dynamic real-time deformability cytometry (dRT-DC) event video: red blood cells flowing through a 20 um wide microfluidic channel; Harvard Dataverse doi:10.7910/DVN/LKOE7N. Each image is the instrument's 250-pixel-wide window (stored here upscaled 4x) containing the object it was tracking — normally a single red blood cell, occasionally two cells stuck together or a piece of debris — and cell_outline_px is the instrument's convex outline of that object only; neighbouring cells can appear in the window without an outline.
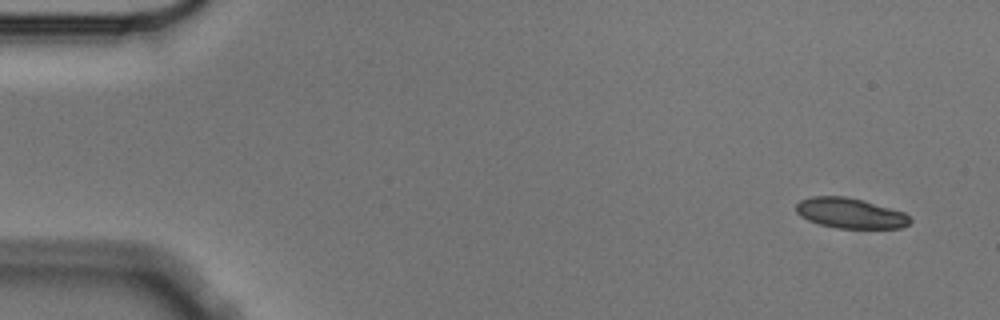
{"species": "Egyptian fruit bat (a non-hibernating species)", "species_latin": "Rousettus aegyptiacus", "temperature_condition": "cold", "stored_images_in_passage": 3, "camera_frame_rate_fps": 3000, "um_per_image_px": 0.085, "animal": {"sex": "male"}, "frame": {"image": 1, "passage_image": 1, "time_ms": 0.0, "image_size_px": [1000, 320], "cell_outline_px": [[912, 220], [904, 228], [836, 228], [820, 224], [808, 220], [800, 216], [796, 212], [796, 204], [800, 200], [812, 196], [844, 196], [864, 200], [904, 212]], "centroid_in_image_um": [72.27, 18.12], "position_along_channel_um": 12.7, "area_um2": 20.17}}
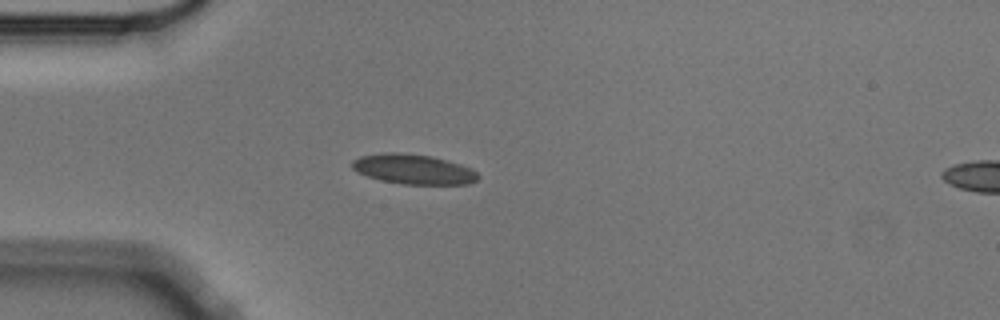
{"frame": {"image": 2, "passage_image": 3, "time_ms": 0.667, "image_size_px": [1000, 320], "cell_outline_px": [[480, 176], [476, 180], [468, 184], [404, 184], [380, 180], [356, 172], [352, 168], [352, 160], [360, 156], [384, 152], [396, 152], [432, 156], [448, 160], [472, 168]], "centroid_in_image_um": [35.13, 14.37], "position_along_channel_um": 49.9, "area_um2": 22.02}}